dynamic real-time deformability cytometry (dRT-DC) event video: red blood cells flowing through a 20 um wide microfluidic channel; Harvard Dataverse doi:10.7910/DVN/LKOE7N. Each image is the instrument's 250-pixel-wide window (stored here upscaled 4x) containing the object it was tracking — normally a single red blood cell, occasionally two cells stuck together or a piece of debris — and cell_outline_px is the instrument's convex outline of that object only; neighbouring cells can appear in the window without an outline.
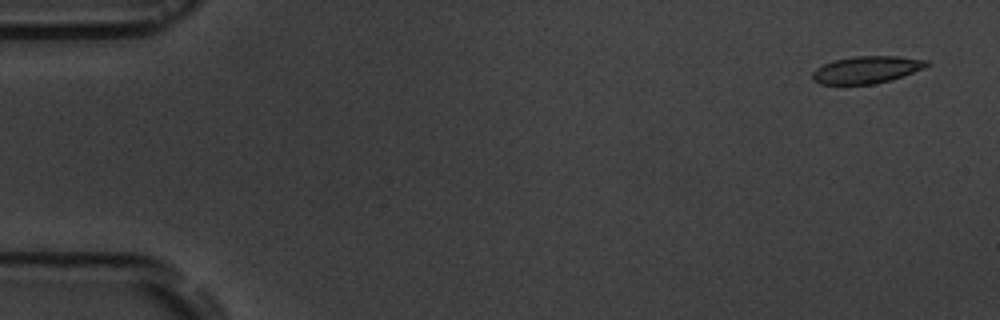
{"species": "common noctule bat (a hibernating species)", "species_latin": "Nyctalus noctula", "temperature_condition": "room temperature", "stored_images_in_passage": 5, "camera_frame_rate_fps": 3000, "um_per_image_px": 0.085, "animal": {"sex": "male", "body_mass_g": 19.5, "forearm_length_mm": 54.6}, "frame": {"image": 1, "passage_image": 1, "time_ms": 0.0, "image_size_px": [1000, 320], "cell_outline_px": [[932, 64], [924, 68], [888, 80], [872, 84], [820, 84], [812, 80], [812, 72], [816, 68], [824, 64], [836, 60], [856, 56], [896, 56], [928, 60]], "centroid_in_image_um": [73.65, 5.92], "position_along_channel_um": 11.3, "area_um2": 17.86}}
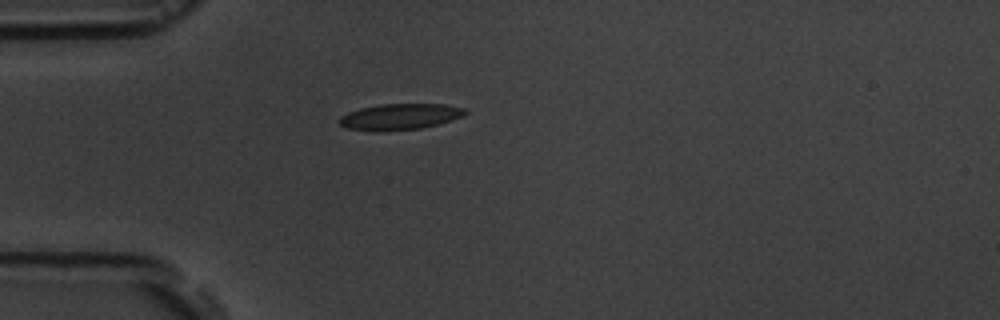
{"frame": {"image": 2, "passage_image": 5, "time_ms": 4.333, "image_size_px": [1000, 320], "cell_outline_px": [[468, 112], [464, 116], [452, 120], [424, 128], [380, 132], [376, 132], [348, 128], [340, 124], [340, 116], [348, 112], [360, 108], [380, 104], [444, 104], [468, 108]], "centroid_in_image_um": [34.04, 9.92], "position_along_channel_um": 51.0, "area_um2": 19.42}}